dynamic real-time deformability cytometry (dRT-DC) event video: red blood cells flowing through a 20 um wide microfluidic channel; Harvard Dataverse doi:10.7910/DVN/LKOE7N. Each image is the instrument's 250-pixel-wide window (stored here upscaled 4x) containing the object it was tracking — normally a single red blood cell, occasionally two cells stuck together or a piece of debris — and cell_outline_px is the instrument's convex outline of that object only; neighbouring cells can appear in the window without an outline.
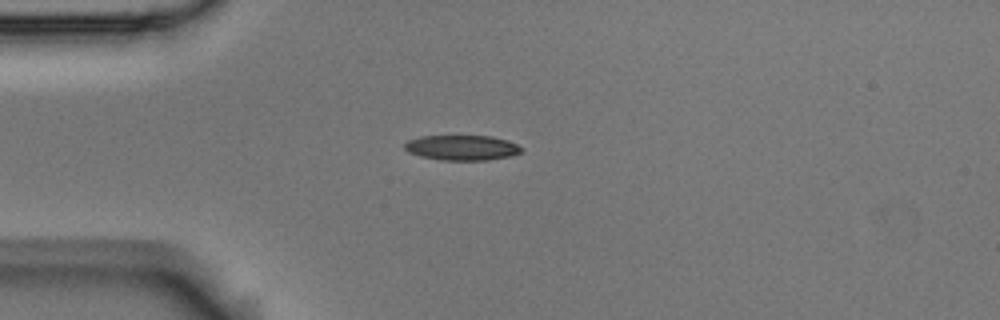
{"species": "Egyptian fruit bat (a non-hibernating species)", "species_latin": "Rousettus aegyptiacus", "temperature_condition": "room temperature", "stored_images_in_passage": 41, "camera_frame_rate_fps": 3000, "um_per_image_px": 0.085, "animal": {"sex": "male"}, "frame": {"image": 1, "passage_image": 1, "time_ms": 0.0, "image_size_px": [1000, 320], "cell_outline_px": [[524, 148], [520, 152], [512, 156], [488, 160], [440, 160], [420, 156], [408, 152], [404, 148], [404, 144], [408, 140], [420, 136], [492, 136], [508, 140]], "centroid_in_image_um": [39.27, 12.55], "position_along_channel_um": 45.7, "area_um2": 17.22}}
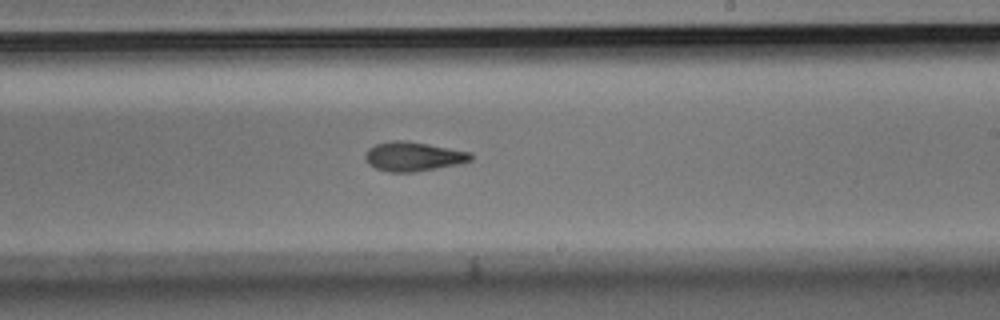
{"frame": {"image": 2, "passage_image": 19, "time_ms": 6.0, "image_size_px": [1000, 320], "cell_outline_px": [[472, 160], [460, 164], [412, 172], [388, 172], [376, 168], [368, 164], [364, 160], [364, 156], [368, 148], [376, 144], [392, 140], [404, 140], [428, 144], [472, 152]], "centroid_in_image_um": [35.11, 13.3], "position_along_channel_um": 253.9, "area_um2": 18.09}}
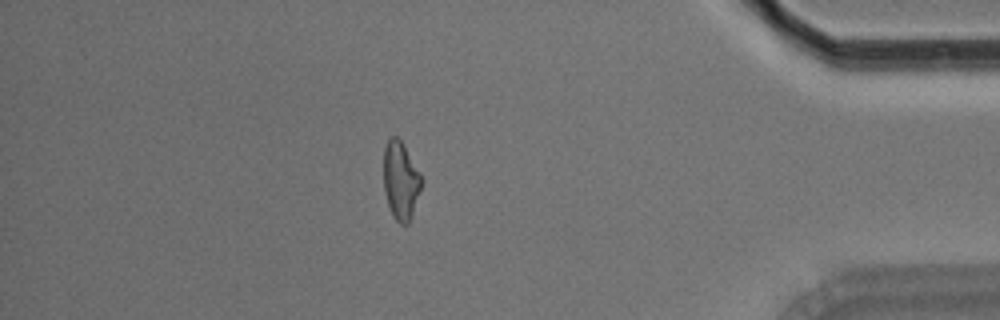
{"frame": {"image": 3, "passage_image": 34, "time_ms": 11.0, "image_size_px": [1000, 320], "cell_outline_px": [[424, 180], [408, 224], [400, 224], [396, 220], [388, 204], [384, 192], [384, 148], [388, 140], [392, 136], [396, 136], [400, 140], [420, 172]], "centroid_in_image_um": [34.07, 15.34], "position_along_channel_um": 401.1, "area_um2": 16.99}, "authors_computed_cell_mechanics": {"area_um2": 17.918, "velocity_mm_per_s": 3.7268, "shape_relaxation_time_tau1_ms": 5.1082, "shape_relaxation_time_tau2_ms": 2.796, "deformation_change_tau1": 0.1718, "deformation_change_tau2": 0.0961}}